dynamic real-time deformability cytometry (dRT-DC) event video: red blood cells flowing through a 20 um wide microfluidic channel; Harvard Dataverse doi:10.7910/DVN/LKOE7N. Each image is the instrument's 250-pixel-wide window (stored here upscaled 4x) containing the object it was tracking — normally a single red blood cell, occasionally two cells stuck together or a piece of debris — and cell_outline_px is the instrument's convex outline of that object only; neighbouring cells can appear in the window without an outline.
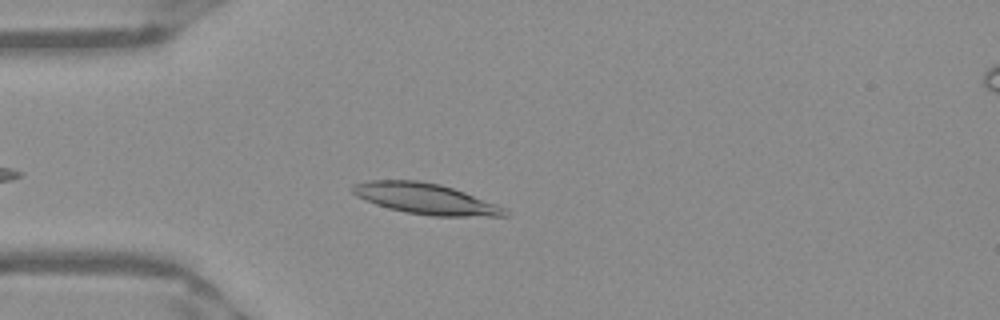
{"species": "Egyptian fruit bat (a non-hibernating species)", "species_latin": "Rousettus aegyptiacus", "temperature_condition": "warm", "stored_images_in_passage": 40, "camera_frame_rate_fps": 3000, "um_per_image_px": 0.085, "frame": {"image": 1, "passage_image": 6, "time_ms": 1.667, "image_size_px": [1000, 320], "cell_outline_px": [[508, 216], [432, 216], [404, 212], [388, 208], [376, 204], [356, 196], [352, 192], [352, 184], [368, 180], [416, 180], [440, 184], [464, 192], [496, 204], [504, 208], [508, 212]], "centroid_in_image_um": [36.13, 16.89], "position_along_channel_um": 48.9, "area_um2": 27.17}}
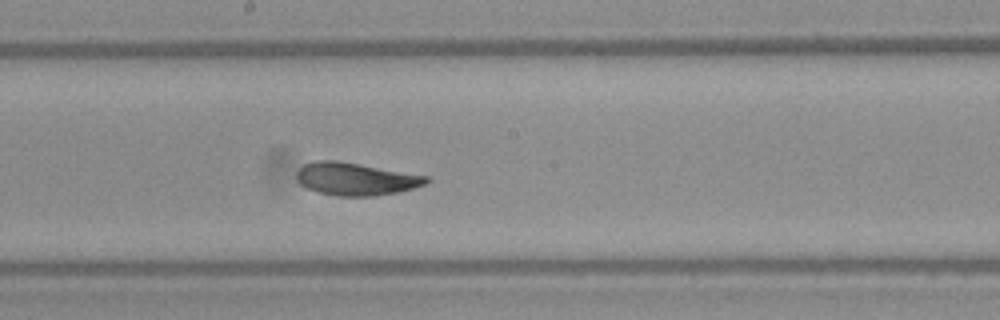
{"frame": {"image": 2, "passage_image": 20, "time_ms": 6.333, "image_size_px": [1000, 320], "cell_outline_px": [[432, 180], [424, 184], [412, 188], [396, 192], [372, 196], [336, 196], [320, 192], [308, 188], [300, 184], [296, 176], [296, 172], [304, 164], [316, 160], [336, 160], [360, 164], [428, 176]], "centroid_in_image_um": [30.22, 15.2], "position_along_channel_um": 218.0, "area_um2": 24.45}}
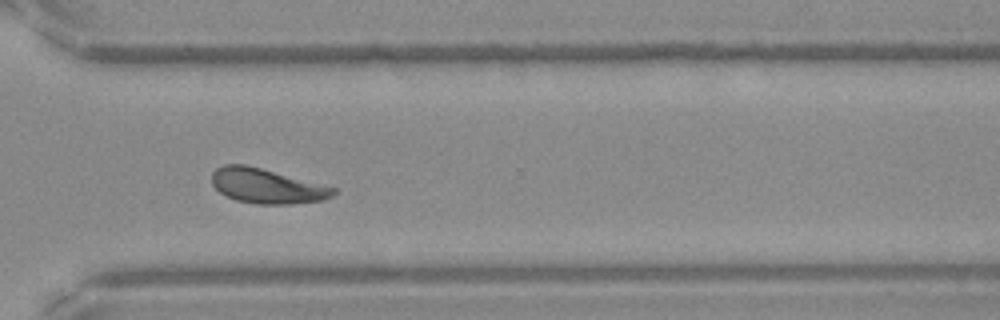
{"frame": {"image": 3, "passage_image": 30, "time_ms": 9.667, "image_size_px": [1000, 320], "cell_outline_px": [[336, 192], [332, 196], [324, 200], [288, 204], [256, 204], [236, 200], [220, 192], [212, 184], [212, 172], [216, 168], [224, 164], [244, 164], [260, 168], [336, 188]], "centroid_in_image_um": [22.65, 15.81], "position_along_channel_um": 347.9, "area_um2": 24.33}, "authors_computed_cell_mechanics": {"area_um2": 24.3916, "velocity_mm_per_s": 3.9021, "shape_relaxation_time_tau1_ms": 4.0035, "shape_relaxation_time_tau2_ms": 1.8241, "deformation_change_tau1": 0.1492, "deformation_change_tau2": 0.0806}}